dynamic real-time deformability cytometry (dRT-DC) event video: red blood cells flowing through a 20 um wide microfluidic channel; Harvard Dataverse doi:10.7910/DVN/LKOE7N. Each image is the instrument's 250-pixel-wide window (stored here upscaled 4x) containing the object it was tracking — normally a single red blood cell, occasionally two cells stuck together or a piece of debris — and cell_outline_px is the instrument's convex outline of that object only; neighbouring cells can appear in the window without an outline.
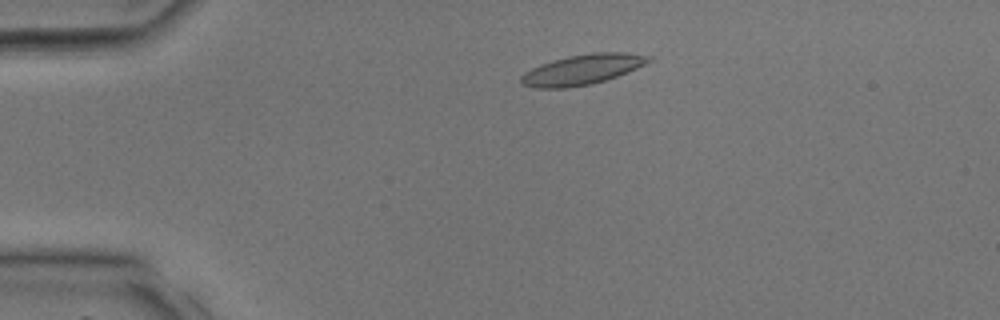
{"species": "common noctule bat (a hibernating species)", "species_latin": "Nyctalus noctula", "temperature_condition": "room temperature", "stored_images_in_passage": 36, "camera_frame_rate_fps": 3000, "um_per_image_px": 0.085, "animal": {"sex": "male", "body_mass_g": 17.9, "forearm_length_mm": 54.2}, "frame": {"image": 1, "passage_image": 6, "time_ms": 1.667, "image_size_px": [1000, 320], "cell_outline_px": [[652, 60], [628, 72], [592, 84], [564, 88], [532, 88], [520, 84], [520, 76], [524, 72], [540, 64], [552, 60], [568, 56], [592, 52], [628, 52], [652, 56]], "centroid_in_image_um": [49.47, 5.91], "position_along_channel_um": 35.5, "area_um2": 22.6}}
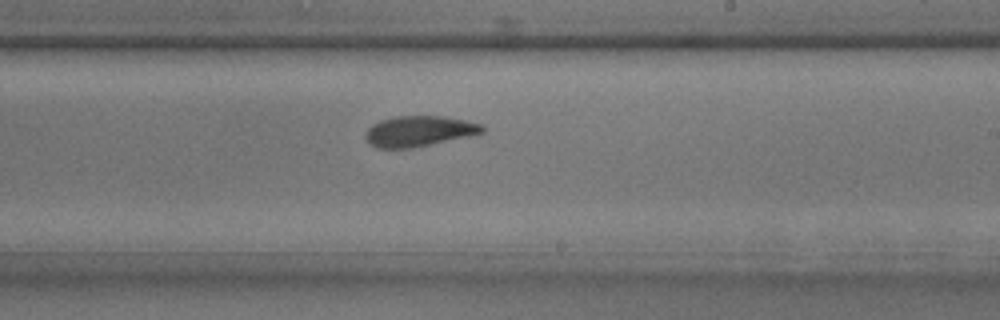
{"frame": {"image": 2, "passage_image": 21, "time_ms": 6.667, "image_size_px": [1000, 320], "cell_outline_px": [[484, 132], [472, 136], [412, 148], [376, 148], [368, 144], [364, 136], [368, 128], [372, 124], [380, 120], [396, 116], [444, 116], [464, 120], [480, 124], [484, 128]], "centroid_in_image_um": [35.59, 11.16], "position_along_channel_um": 253.4, "area_um2": 20.98}}
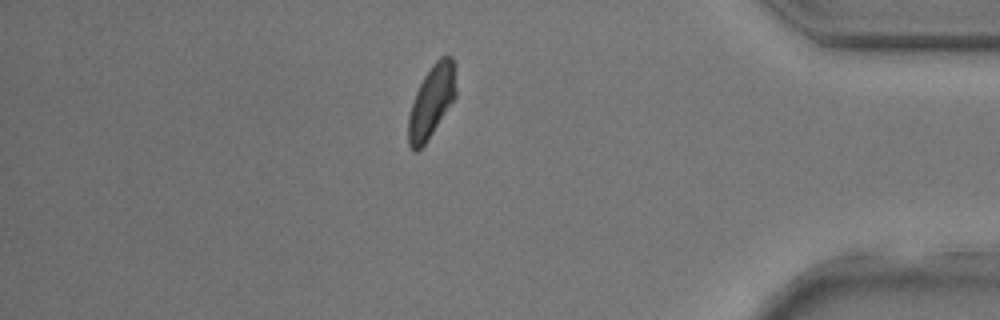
{"frame": {"image": 3, "passage_image": 31, "time_ms": 10.0, "image_size_px": [1000, 320], "cell_outline_px": [[456, 96], [428, 140], [416, 152], [412, 152], [408, 144], [408, 116], [416, 92], [424, 76], [432, 64], [440, 56], [452, 56], [456, 64]], "centroid_in_image_um": [36.7, 8.6], "position_along_channel_um": 398.5, "area_um2": 20.23}}